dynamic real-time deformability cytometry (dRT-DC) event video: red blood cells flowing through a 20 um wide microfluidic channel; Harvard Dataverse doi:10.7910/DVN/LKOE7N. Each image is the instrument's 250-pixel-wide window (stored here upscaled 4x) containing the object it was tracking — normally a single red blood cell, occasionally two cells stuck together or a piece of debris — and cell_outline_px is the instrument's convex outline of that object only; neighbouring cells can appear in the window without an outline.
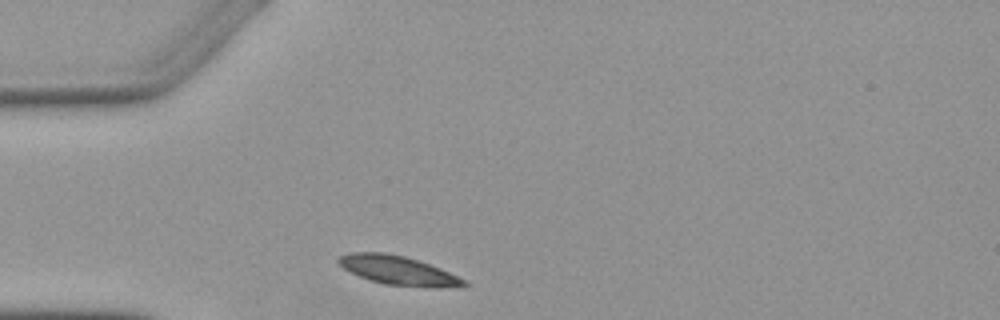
{"species": "Egyptian fruit bat (a non-hibernating species)", "species_latin": "Rousettus aegyptiacus", "temperature_condition": "warm", "stored_images_in_passage": 1, "camera_frame_rate_fps": 3000, "um_per_image_px": 0.085, "animal": {"sex": "female"}, "frame": {"image": 1, "passage_image": 1, "time_ms": 0.0, "image_size_px": [1000, 320], "cell_outline_px": [[468, 284], [440, 288], [432, 288], [384, 284], [368, 280], [344, 268], [336, 260], [340, 256], [348, 252], [384, 252], [404, 256], [440, 268], [468, 280]], "centroid_in_image_um": [33.85, 22.99], "position_along_channel_um": 51.2, "area_um2": 21.1}}